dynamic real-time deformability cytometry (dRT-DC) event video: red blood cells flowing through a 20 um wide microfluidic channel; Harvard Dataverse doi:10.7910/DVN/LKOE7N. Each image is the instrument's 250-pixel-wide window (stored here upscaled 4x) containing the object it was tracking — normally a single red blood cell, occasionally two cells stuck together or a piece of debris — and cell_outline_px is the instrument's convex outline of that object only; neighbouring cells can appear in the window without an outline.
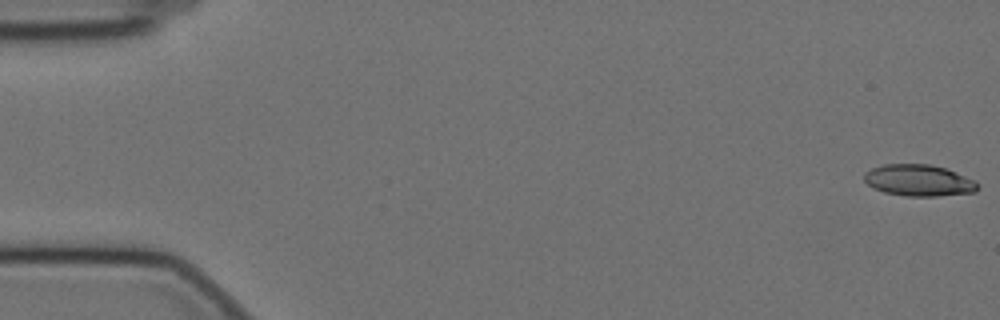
{"species": "Egyptian fruit bat (a non-hibernating species)", "species_latin": "Rousettus aegyptiacus", "temperature_condition": "cold", "stored_images_in_passage": 17, "camera_frame_rate_fps": 3000, "um_per_image_px": 0.085, "animal": {"sex": "female"}, "frame": {"image": 1, "passage_image": 1, "time_ms": 0.0, "image_size_px": [1000, 320], "cell_outline_px": [[980, 184], [976, 192], [936, 196], [908, 196], [884, 192], [872, 188], [864, 180], [864, 172], [872, 168], [884, 164], [928, 164], [944, 168], [976, 180]], "centroid_in_image_um": [78.1, 15.33], "position_along_channel_um": 6.9, "area_um2": 20.87}}
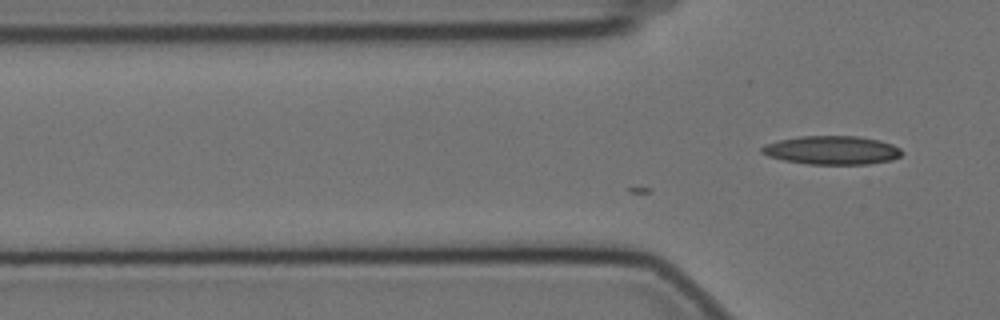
{"frame": {"image": 2, "passage_image": 17, "time_ms": 5.333, "image_size_px": [1000, 320], "cell_outline_px": [[904, 152], [900, 156], [892, 160], [868, 164], [808, 164], [784, 160], [768, 156], [760, 152], [760, 148], [764, 144], [780, 140], [800, 136], [860, 136], [880, 140], [892, 144], [900, 148]], "centroid_in_image_um": [70.73, 12.76], "position_along_channel_um": 55.1, "area_um2": 23.47}}